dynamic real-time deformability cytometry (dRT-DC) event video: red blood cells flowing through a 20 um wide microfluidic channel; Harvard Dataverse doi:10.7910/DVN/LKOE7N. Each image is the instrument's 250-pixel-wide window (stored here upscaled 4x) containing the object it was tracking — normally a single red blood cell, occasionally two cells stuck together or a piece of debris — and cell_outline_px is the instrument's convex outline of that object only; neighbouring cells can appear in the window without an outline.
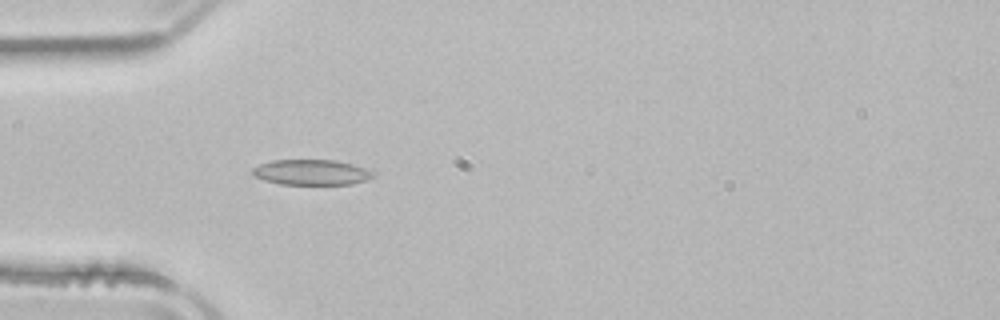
{"species": "common noctule bat (a hibernating species)", "species_latin": "Nyctalus noctula", "temperature_condition": "room temperature", "stored_images_in_passage": 40, "camera_frame_rate_fps": 3000, "um_per_image_px": 0.085, "animal": {"sex": "male", "body_mass_g": 21.5, "forearm_length_mm": 52.0}, "frame": {"image": 1, "passage_image": 4, "time_ms": 1.0, "image_size_px": [1000, 320], "cell_outline_px": [[376, 172], [368, 180], [352, 184], [280, 184], [264, 180], [256, 176], [252, 172], [252, 168], [260, 164], [272, 160], [336, 160], [352, 164]], "centroid_in_image_um": [26.49, 14.64], "position_along_channel_um": 58.5, "area_um2": 17.8}}
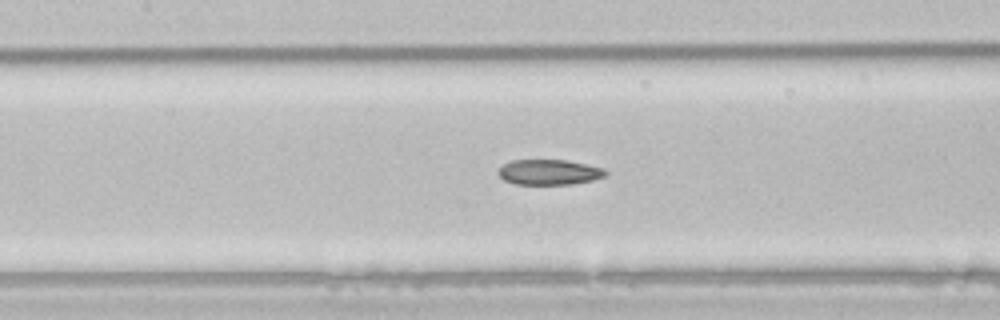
{"frame": {"image": 2, "passage_image": 12, "time_ms": 3.667, "image_size_px": [1000, 320], "cell_outline_px": [[608, 172], [604, 176], [592, 180], [572, 184], [516, 184], [504, 180], [496, 172], [504, 164], [512, 160], [564, 160], [604, 168]], "centroid_in_image_um": [46.66, 14.63], "position_along_channel_um": 160.7, "area_um2": 15.66}}
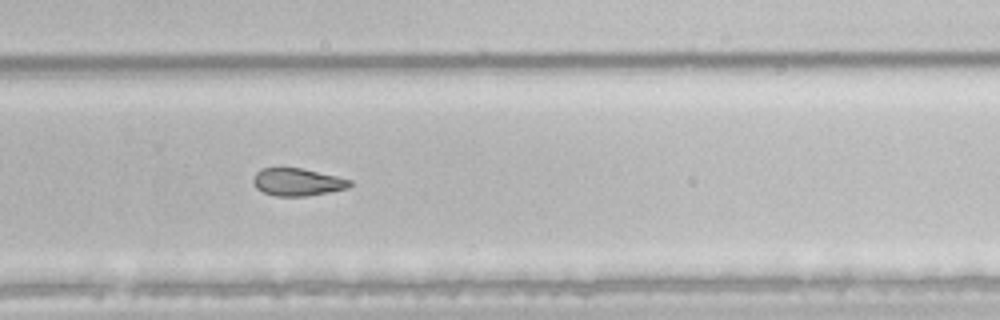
{"frame": {"image": 3, "passage_image": 23, "time_ms": 7.333, "image_size_px": [1000, 320], "cell_outline_px": [[352, 184], [348, 188], [308, 196], [276, 196], [264, 192], [256, 188], [252, 180], [256, 172], [260, 168], [300, 168], [336, 176], [352, 180]], "centroid_in_image_um": [25.27, 15.47], "position_along_channel_um": 304.5, "area_um2": 15.43}, "authors_computed_cell_mechanics": {"area_um2": 16.9932, "velocity_mm_per_s": 3.9386, "shape_relaxation_time_tau1_ms": 5.5654, "shape_relaxation_time_tau2_ms": 4.0671, "deformation_change_tau1": 0.1111, "deformation_change_tau2": 0.1022}}